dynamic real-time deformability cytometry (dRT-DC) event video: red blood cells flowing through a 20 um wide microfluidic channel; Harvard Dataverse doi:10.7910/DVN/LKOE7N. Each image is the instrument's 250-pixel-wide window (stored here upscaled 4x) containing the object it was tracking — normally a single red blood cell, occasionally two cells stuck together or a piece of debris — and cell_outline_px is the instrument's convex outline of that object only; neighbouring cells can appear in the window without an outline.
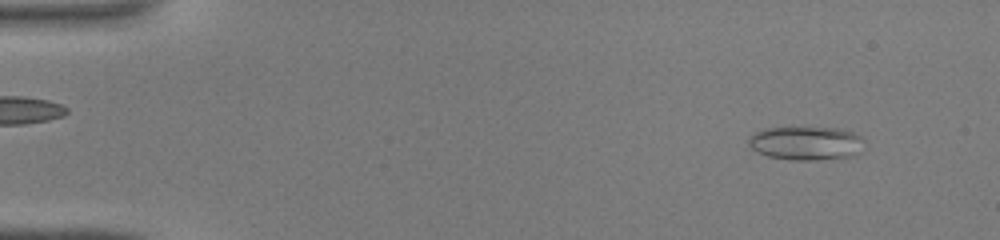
{"species": "common noctule bat (a hibernating species)", "species_latin": "Nyctalus noctula", "temperature_condition": "warm", "stored_images_in_passage": 45, "segment_of_instrument_passage": [1, 2], "camera_frame_rate_fps": 3000, "um_per_image_px": 0.085, "animal": {"sex": "male", "body_mass_g": 19.0, "forearm_length_mm": 50.8}, "frame": {"image": 1, "passage_image": 4, "time_ms": 1.0, "image_size_px": [1000, 240], "cell_outline_px": [[864, 140], [860, 152], [852, 156], [816, 160], [792, 160], [768, 156], [756, 152], [748, 144], [748, 136], [764, 128], [840, 128], [852, 132], [860, 136]], "centroid_in_image_um": [68.5, 12.17], "position_along_channel_um": 16.5, "area_um2": 22.72}}
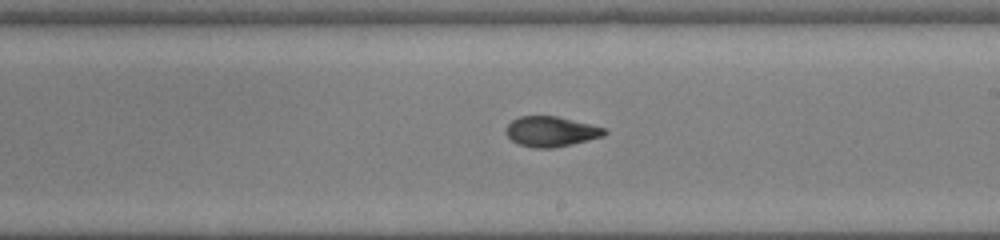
{"frame": {"image": 2, "passage_image": 26, "time_ms": 8.333, "image_size_px": [1000, 240], "cell_outline_px": [[608, 132], [604, 136], [572, 144], [552, 148], [532, 148], [520, 144], [512, 140], [504, 132], [508, 124], [512, 120], [520, 116], [556, 116], [604, 128]], "centroid_in_image_um": [46.81, 11.18], "position_along_channel_um": 242.2, "area_um2": 17.17}}
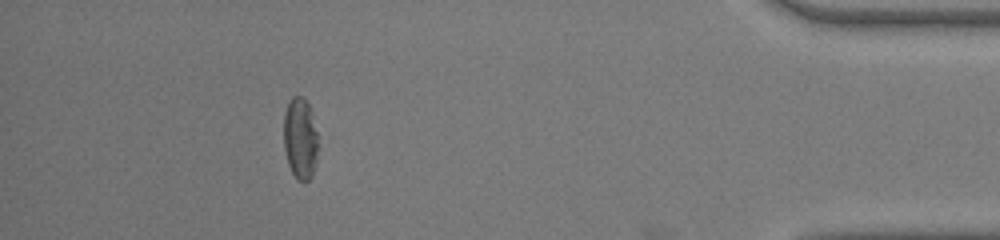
{"frame": {"image": 3, "passage_image": 40, "time_ms": 13.0, "image_size_px": [1000, 240], "cell_outline_px": [[316, 164], [312, 176], [308, 180], [296, 180], [288, 164], [284, 148], [284, 112], [288, 100], [292, 96], [304, 96], [312, 112], [316, 132]], "centroid_in_image_um": [25.5, 11.73], "position_along_channel_um": 409.7, "area_um2": 16.36}}